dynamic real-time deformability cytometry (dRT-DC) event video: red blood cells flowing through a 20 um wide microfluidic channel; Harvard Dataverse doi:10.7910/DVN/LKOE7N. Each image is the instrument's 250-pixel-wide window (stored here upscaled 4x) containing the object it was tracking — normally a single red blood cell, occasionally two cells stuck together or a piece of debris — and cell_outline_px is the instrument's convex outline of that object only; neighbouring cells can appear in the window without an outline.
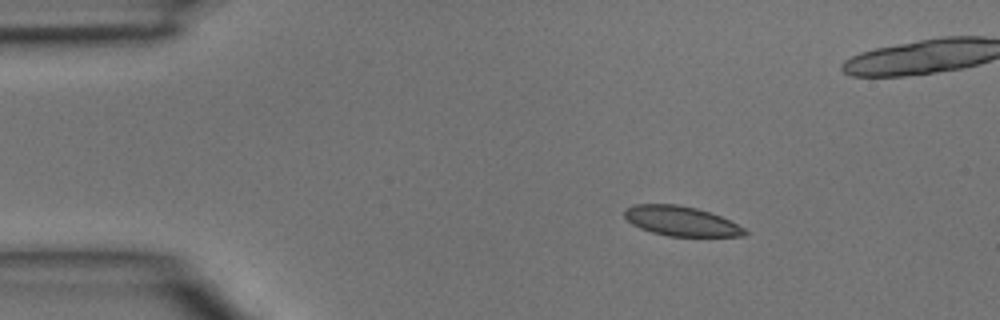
{"species": "common noctule bat (a hibernating species)", "species_latin": "Nyctalus noctula", "temperature_condition": "room temperature", "stored_images_in_passage": 35, "camera_frame_rate_fps": 3000, "um_per_image_px": 0.085, "animal": {"sex": "male", "body_mass_g": 15.6}, "frame": {"image": 1, "passage_image": 1, "time_ms": 0.0, "image_size_px": [1000, 320], "cell_outline_px": [[748, 232], [744, 236], [668, 236], [652, 232], [640, 228], [632, 224], [624, 216], [624, 212], [628, 208], [636, 204], [676, 204], [696, 208], [720, 216], [744, 228]], "centroid_in_image_um": [57.88, 18.79], "position_along_channel_um": 27.1, "area_um2": 20.52}}